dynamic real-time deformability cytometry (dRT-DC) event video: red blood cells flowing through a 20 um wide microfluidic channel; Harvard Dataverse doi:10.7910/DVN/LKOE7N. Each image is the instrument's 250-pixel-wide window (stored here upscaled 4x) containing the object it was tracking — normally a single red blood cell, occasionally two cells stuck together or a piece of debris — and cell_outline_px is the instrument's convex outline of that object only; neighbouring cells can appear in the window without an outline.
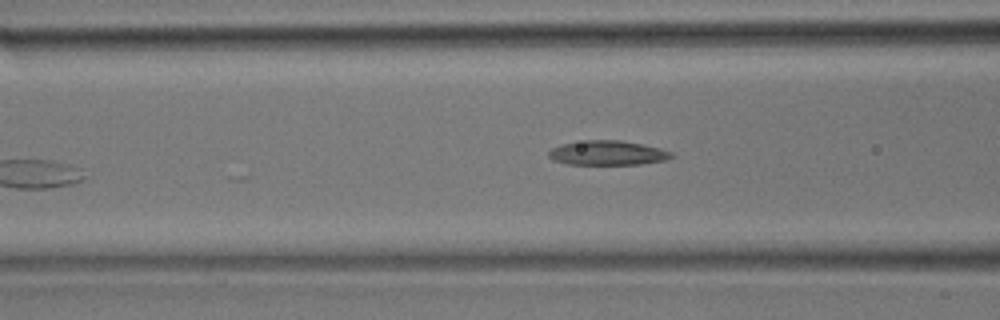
{"species": "common noctule bat (a hibernating species)", "species_latin": "Nyctalus noctula", "temperature_condition": "room temperature", "stored_images_in_passage": 4, "camera_frame_rate_fps": 3000, "um_per_image_px": 0.085, "animal": {"sex": "male", "body_mass_g": 17.9}, "frame": {"image": 1, "passage_image": 4, "time_ms": 1.0, "image_size_px": [1000, 320], "cell_outline_px": [[676, 156], [664, 160], [640, 164], [568, 164], [552, 160], [548, 156], [548, 152], [552, 148], [564, 144], [588, 140], [620, 140], [660, 148], [672, 152]], "centroid_in_image_um": [51.66, 13.0], "position_along_channel_um": 114.9, "area_um2": 17.34}}